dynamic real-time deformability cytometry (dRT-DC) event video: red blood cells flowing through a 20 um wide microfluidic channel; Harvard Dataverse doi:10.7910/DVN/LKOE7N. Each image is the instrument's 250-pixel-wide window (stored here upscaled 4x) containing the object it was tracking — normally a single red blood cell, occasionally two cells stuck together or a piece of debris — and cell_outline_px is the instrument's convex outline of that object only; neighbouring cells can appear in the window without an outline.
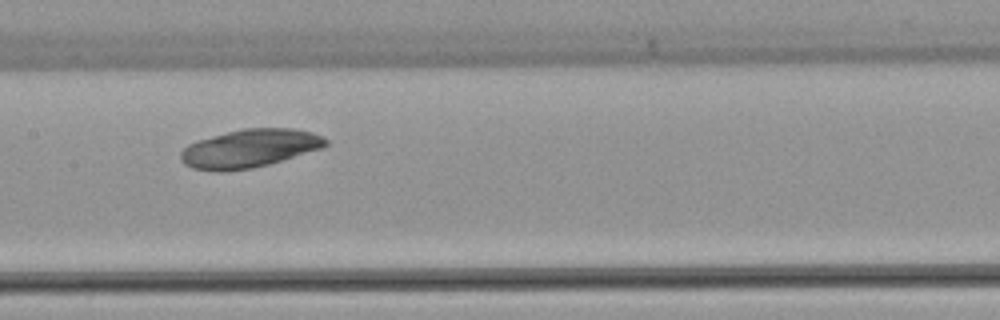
{"species": "common noctule bat (a hibernating species)", "species_latin": "Nyctalus noctula", "temperature_condition": "warm", "stored_images_in_passage": 6, "camera_frame_rate_fps": 3000, "um_per_image_px": 0.085, "animal": {"sex": "female", "body_mass_g": 22.7, "forearm_length_mm": 54.2}, "frame": {"image": 1, "passage_image": 5, "time_ms": 5.0, "image_size_px": [1000, 320], "cell_outline_px": [[328, 144], [324, 148], [268, 164], [252, 168], [224, 172], [216, 172], [192, 168], [184, 164], [180, 160], [180, 152], [188, 144], [200, 140], [228, 132], [244, 128], [292, 128], [312, 132], [328, 140]], "centroid_in_image_um": [21.21, 12.63], "position_along_channel_um": 186.2, "area_um2": 32.31}}